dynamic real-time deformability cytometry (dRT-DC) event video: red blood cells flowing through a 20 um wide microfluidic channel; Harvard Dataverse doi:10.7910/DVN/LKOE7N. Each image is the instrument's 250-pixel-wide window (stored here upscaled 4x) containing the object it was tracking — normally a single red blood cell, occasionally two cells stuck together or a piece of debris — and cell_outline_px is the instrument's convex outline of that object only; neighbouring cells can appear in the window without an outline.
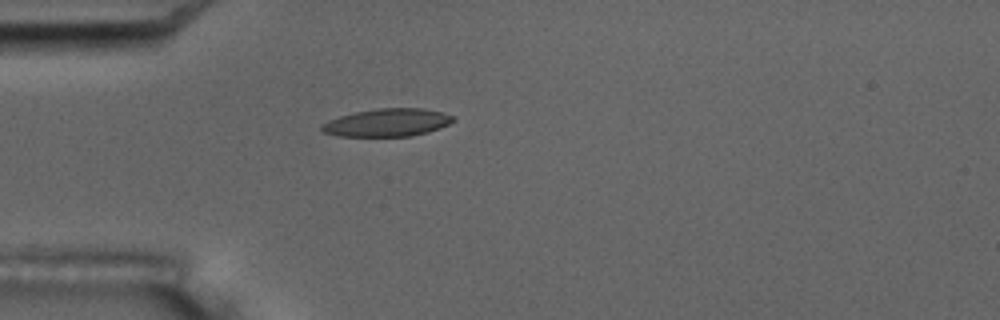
{"species": "common noctule bat (a hibernating species)", "species_latin": "Nyctalus noctula", "temperature_condition": "room temperature", "stored_images_in_passage": 5, "camera_frame_rate_fps": 3000, "um_per_image_px": 0.085, "animal": {"sex": "male", "body_mass_g": 17.5, "forearm_length_mm": 52.3}, "frame": {"image": 1, "passage_image": 5, "time_ms": 5.333, "image_size_px": [1000, 320], "cell_outline_px": [[456, 120], [440, 128], [428, 132], [412, 136], [340, 136], [324, 132], [320, 128], [328, 120], [340, 116], [356, 112], [380, 108], [424, 108], [444, 112], [452, 116]], "centroid_in_image_um": [32.97, 10.41], "position_along_channel_um": 52.0, "area_um2": 21.21}}